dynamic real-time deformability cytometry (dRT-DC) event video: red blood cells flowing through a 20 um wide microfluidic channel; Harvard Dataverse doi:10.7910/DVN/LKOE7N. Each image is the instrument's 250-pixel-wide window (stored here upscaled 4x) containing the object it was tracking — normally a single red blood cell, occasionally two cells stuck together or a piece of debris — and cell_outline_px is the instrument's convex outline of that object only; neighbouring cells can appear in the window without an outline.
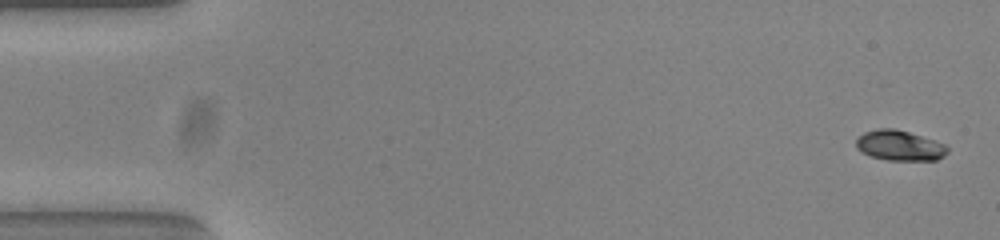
{"species": "common noctule bat (a hibernating species)", "species_latin": "Nyctalus noctula", "temperature_condition": "warm", "stored_images_in_passage": 53, "camera_frame_rate_fps": 3000, "um_per_image_px": 0.085, "animal": {"sex": "female", "body_mass_g": 23.0, "forearm_length_mm": 53.4}, "frame": {"image": 1, "passage_image": 1, "time_ms": 0.0, "image_size_px": [1000, 240], "cell_outline_px": [[948, 152], [944, 156], [936, 160], [888, 160], [872, 156], [856, 148], [856, 140], [864, 132], [880, 128], [896, 128], [944, 144], [948, 148]], "centroid_in_image_um": [76.47, 12.37], "position_along_channel_um": 8.5, "area_um2": 15.84}}
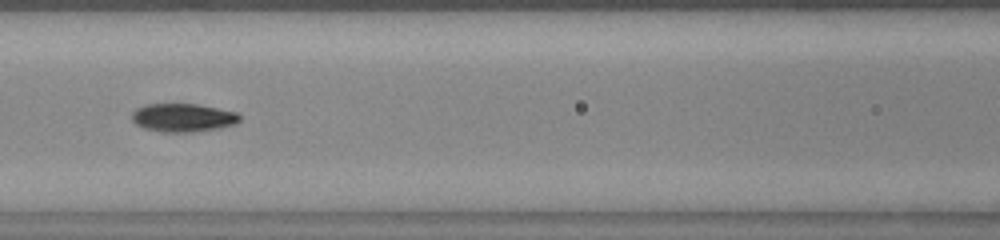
{"frame": {"image": 2, "passage_image": 23, "time_ms": 7.333, "image_size_px": [1000, 240], "cell_outline_px": [[240, 120], [236, 124], [216, 128], [188, 132], [164, 132], [144, 128], [136, 124], [132, 120], [132, 112], [136, 108], [144, 104], [196, 104], [236, 112], [240, 116]], "centroid_in_image_um": [15.52, 9.99], "position_along_channel_um": 151.1, "area_um2": 17.63}}
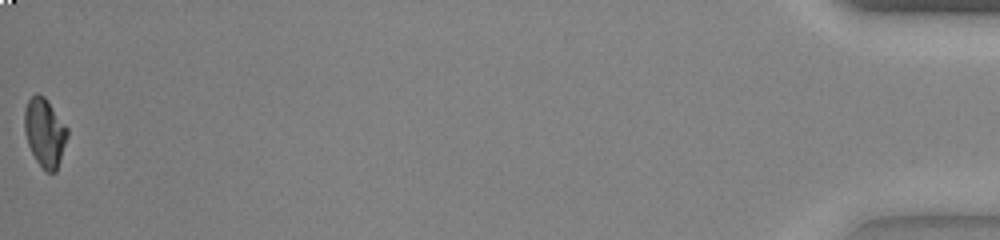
{"frame": {"image": 3, "passage_image": 53, "time_ms": 17.333, "image_size_px": [1000, 240], "cell_outline_px": [[68, 136], [56, 172], [48, 172], [36, 160], [28, 144], [24, 132], [24, 108], [28, 100], [36, 92], [44, 96], [68, 128]], "centroid_in_image_um": [3.79, 11.23], "position_along_channel_um": 431.4, "area_um2": 17.05}, "authors_computed_cell_mechanics": {"area_um2": 17.3978, "velocity_mm_per_s": 3.8407, "shape_relaxation_time_tau1_ms": 4.988, "shape_relaxation_time_tau2_ms": 1.2751, "deformation_change_tau1": 0.203, "deformation_change_tau2": 0.0444}}